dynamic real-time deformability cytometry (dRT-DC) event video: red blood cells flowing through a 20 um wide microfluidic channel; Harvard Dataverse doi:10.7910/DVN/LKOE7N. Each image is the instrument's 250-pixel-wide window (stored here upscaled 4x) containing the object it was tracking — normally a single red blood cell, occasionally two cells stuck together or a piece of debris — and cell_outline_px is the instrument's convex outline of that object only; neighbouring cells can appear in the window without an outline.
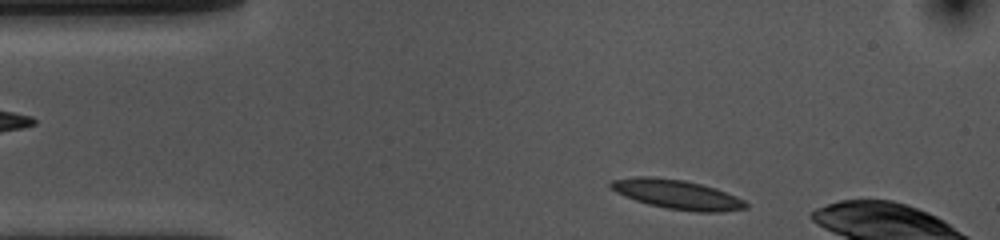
{"species": "common noctule bat (a hibernating species)", "species_latin": "Nyctalus noctula", "temperature_condition": "cold", "stored_images_in_passage": 9, "camera_frame_rate_fps": 3000, "um_per_image_px": 0.085, "animal": {"sex": "female", "body_mass_g": 10.0, "forearm_length_mm": 53.1}, "frame": {"image": 1, "passage_image": 2, "time_ms": 0.333, "image_size_px": [1000, 240], "cell_outline_px": [[748, 208], [720, 212], [696, 212], [668, 208], [648, 204], [624, 196], [608, 188], [608, 184], [612, 180], [640, 176], [652, 176], [684, 180], [716, 188], [736, 196], [744, 200], [748, 204]], "centroid_in_image_um": [57.55, 16.52], "position_along_channel_um": 27.5, "area_um2": 23.12}}